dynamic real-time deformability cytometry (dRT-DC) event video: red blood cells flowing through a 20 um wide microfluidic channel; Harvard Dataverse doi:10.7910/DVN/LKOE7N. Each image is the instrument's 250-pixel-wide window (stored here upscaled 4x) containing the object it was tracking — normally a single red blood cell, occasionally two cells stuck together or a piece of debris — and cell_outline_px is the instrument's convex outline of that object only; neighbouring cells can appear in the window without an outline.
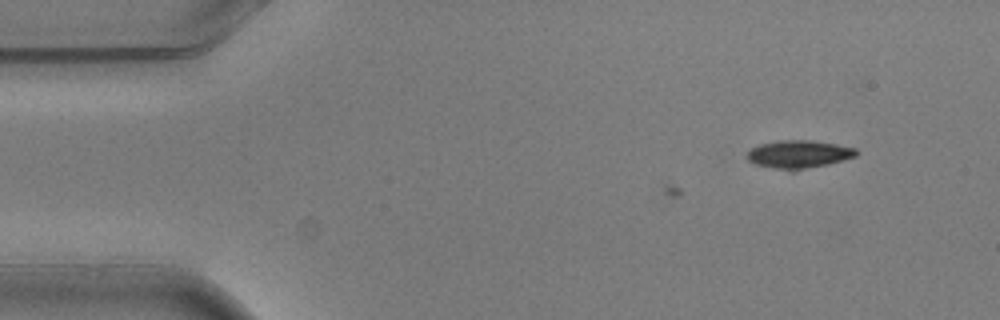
{"species": "common noctule bat (a hibernating species)", "species_latin": "Nyctalus noctula", "temperature_condition": "warm", "stored_images_in_passage": 3, "camera_frame_rate_fps": 3000, "um_per_image_px": 0.085, "animal": {"sex": "male", "body_mass_g": 20.5, "forearm_length_mm": 52.5}, "frame": {"image": 1, "passage_image": 3, "time_ms": 0.667, "image_size_px": [1000, 320], "cell_outline_px": [[856, 156], [844, 160], [828, 164], [792, 172], [788, 172], [756, 164], [748, 160], [744, 156], [752, 148], [760, 144], [776, 140], [812, 140], [836, 144], [856, 148]], "centroid_in_image_um": [67.86, 13.12], "position_along_channel_um": 17.1, "area_um2": 18.09}}